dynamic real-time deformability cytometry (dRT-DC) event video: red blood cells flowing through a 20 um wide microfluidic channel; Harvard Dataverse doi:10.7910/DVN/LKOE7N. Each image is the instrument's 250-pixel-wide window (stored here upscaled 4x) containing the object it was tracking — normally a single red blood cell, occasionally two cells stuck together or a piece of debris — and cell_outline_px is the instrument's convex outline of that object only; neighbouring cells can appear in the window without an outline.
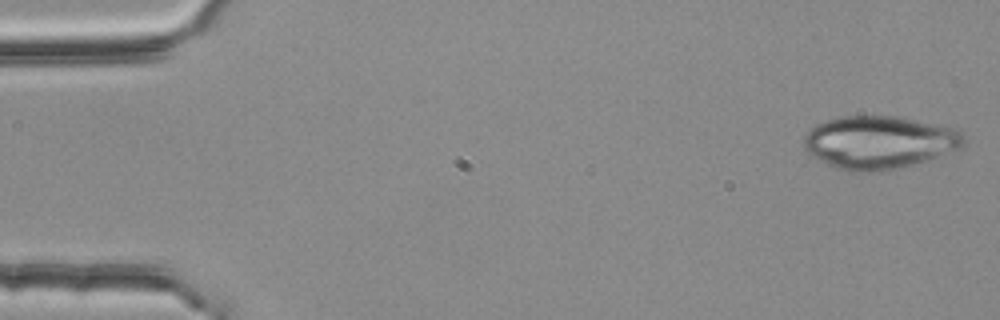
{"species": "common noctule bat (a hibernating species)", "species_latin": "Nyctalus noctula", "temperature_condition": "room temperature", "stored_images_in_passage": 53, "camera_frame_rate_fps": 3000, "um_per_image_px": 0.085, "animal": {"sex": "female", "body_mass_g": 25.1}, "frame": {"image": 1, "passage_image": 1, "time_ms": 0.0, "image_size_px": [1000, 320], "cell_outline_px": [[964, 144], [956, 148], [928, 160], [900, 168], [880, 172], [848, 172], [836, 168], [812, 156], [804, 148], [804, 136], [816, 124], [828, 120], [844, 116], [896, 116], [952, 128], [964, 132]], "centroid_in_image_um": [74.69, 12.11], "position_along_channel_um": 10.3, "area_um2": 49.01}}
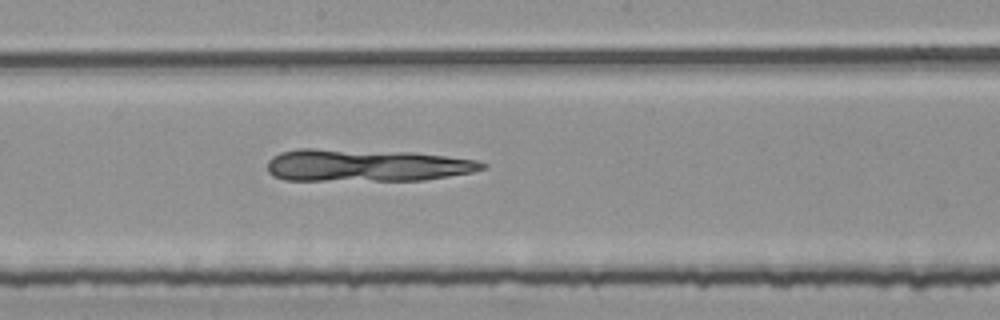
{"frame": {"image": 2, "passage_image": 28, "time_ms": 9.0, "image_size_px": [1000, 320], "cell_outline_px": [[488, 168], [472, 172], [424, 180], [284, 180], [272, 176], [268, 172], [268, 160], [272, 156], [280, 152], [300, 148], [312, 148], [412, 152], [476, 160], [488, 164]], "centroid_in_image_um": [31.11, 14.05], "position_along_channel_um": 217.1, "area_um2": 40.69}}
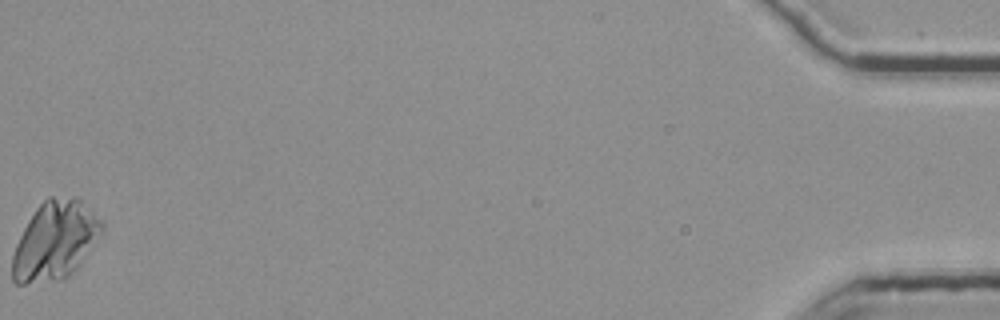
{"frame": {"image": 3, "passage_image": 53, "time_ms": 17.333, "image_size_px": [1000, 320], "cell_outline_px": [[104, 232], [80, 264], [68, 276], [56, 280], [24, 284], [16, 284], [12, 280], [12, 256], [16, 244], [28, 220], [36, 208], [48, 196], [76, 196], [104, 220]], "centroid_in_image_um": [4.71, 20.41], "position_along_channel_um": 430.5, "area_um2": 41.33}}